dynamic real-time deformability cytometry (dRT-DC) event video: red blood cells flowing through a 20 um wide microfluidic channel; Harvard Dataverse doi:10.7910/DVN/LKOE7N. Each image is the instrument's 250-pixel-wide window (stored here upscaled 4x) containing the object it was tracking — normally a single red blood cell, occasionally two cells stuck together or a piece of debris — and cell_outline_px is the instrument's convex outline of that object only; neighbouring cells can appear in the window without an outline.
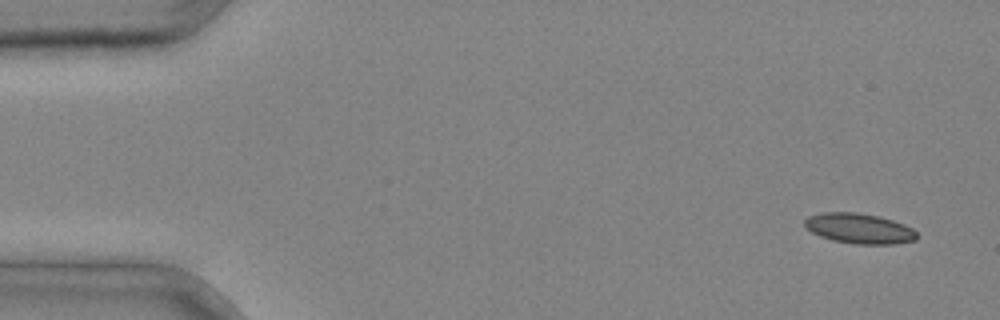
{"species": "common noctule bat (a hibernating species)", "species_latin": "Nyctalus noctula", "temperature_condition": "cold", "stored_images_in_passage": 4, "camera_frame_rate_fps": 3000, "um_per_image_px": 0.085, "animal": {"sex": "male", "body_mass_g": 20.4}, "frame": {"image": 1, "passage_image": 1, "time_ms": 0.0, "image_size_px": [1000, 320], "cell_outline_px": [[916, 240], [896, 244], [856, 244], [832, 240], [820, 236], [812, 232], [804, 224], [804, 220], [808, 216], [820, 212], [856, 212], [880, 216], [904, 224], [912, 228], [916, 232]], "centroid_in_image_um": [73.03, 19.41], "position_along_channel_um": 12.0, "area_um2": 19.83}}